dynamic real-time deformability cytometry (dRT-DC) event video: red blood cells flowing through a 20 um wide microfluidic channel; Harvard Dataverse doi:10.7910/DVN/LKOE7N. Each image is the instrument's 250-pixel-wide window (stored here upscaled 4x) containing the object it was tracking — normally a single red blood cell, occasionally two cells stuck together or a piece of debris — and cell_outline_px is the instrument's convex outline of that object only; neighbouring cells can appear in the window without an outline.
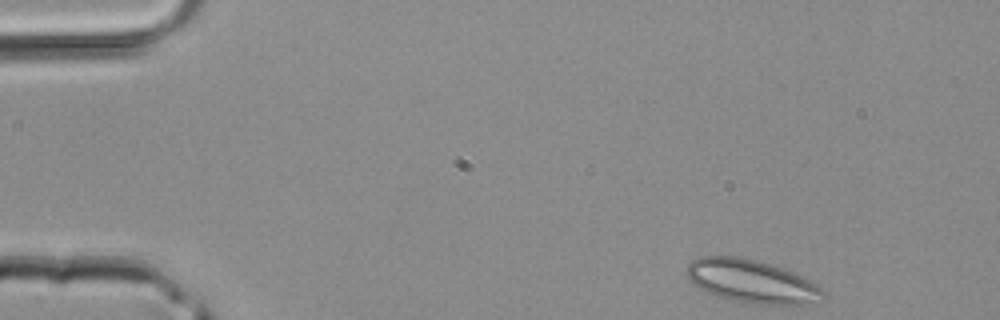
{"species": "common noctule bat (a hibernating species)", "species_latin": "Nyctalus noctula", "temperature_condition": "room temperature", "stored_images_in_passage": 40, "camera_frame_rate_fps": 3000, "um_per_image_px": 0.085, "animal": {"sex": "male", "body_mass_g": 20.4}, "frame": {"image": 1, "passage_image": 1, "time_ms": 0.0, "image_size_px": [1000, 320], "cell_outline_px": [[824, 296], [808, 304], [756, 304], [728, 300], [708, 292], [692, 284], [688, 280], [684, 272], [688, 264], [692, 260], [700, 256], [736, 256], [760, 260], [784, 268], [816, 284], [824, 292]], "centroid_in_image_um": [63.81, 23.89], "position_along_channel_um": 21.2, "area_um2": 34.39}}
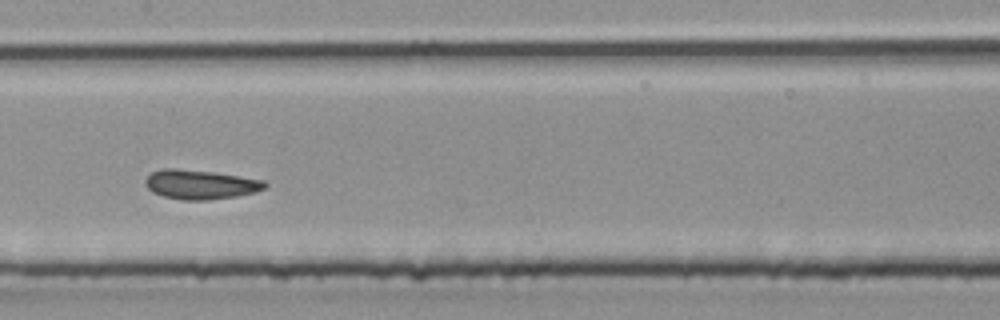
{"frame": {"image": 2, "passage_image": 18, "time_ms": 5.667, "image_size_px": [1000, 320], "cell_outline_px": [[268, 184], [264, 188], [256, 192], [236, 196], [208, 200], [180, 200], [164, 196], [152, 192], [144, 184], [144, 180], [152, 172], [164, 168], [172, 168], [212, 172], [264, 180]], "centroid_in_image_um": [17.01, 15.69], "position_along_channel_um": 190.4, "area_um2": 20.35}}
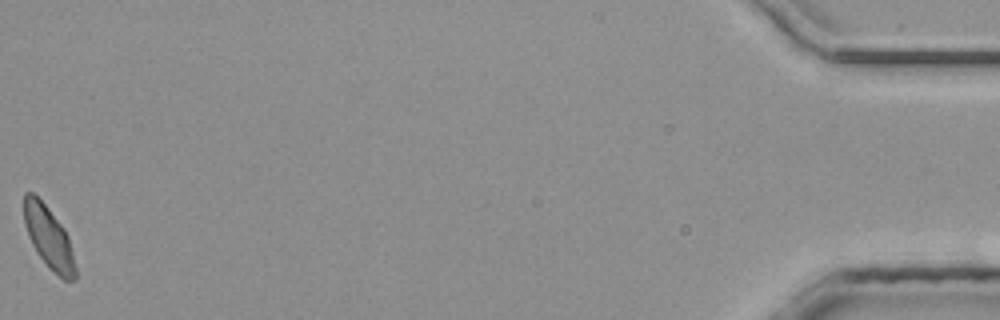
{"frame": {"image": 3, "passage_image": 40, "time_ms": 13.0, "image_size_px": [1000, 320], "cell_outline_px": [[76, 280], [64, 280], [48, 268], [32, 244], [28, 236], [24, 224], [24, 192], [32, 192], [44, 204], [64, 228], [68, 236], [76, 268]], "centroid_in_image_um": [4.14, 20.21], "position_along_channel_um": 431.1, "area_um2": 18.38}}